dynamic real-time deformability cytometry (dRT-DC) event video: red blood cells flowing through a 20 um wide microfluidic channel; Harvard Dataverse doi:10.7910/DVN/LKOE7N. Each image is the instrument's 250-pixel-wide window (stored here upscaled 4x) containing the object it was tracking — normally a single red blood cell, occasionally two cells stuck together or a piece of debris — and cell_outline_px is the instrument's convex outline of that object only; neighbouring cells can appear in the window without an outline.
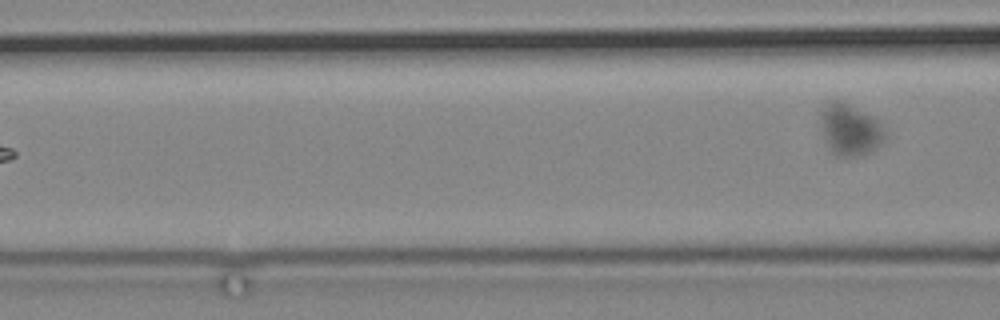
{"species": "common noctule bat (a hibernating species)", "species_latin": "Nyctalus noctula", "temperature_condition": "cold", "stored_images_in_passage": 4, "camera_frame_rate_fps": 3000, "um_per_image_px": 0.085, "animal": {"sex": "male", "body_mass_g": 19.2, "forearm_length_mm": 51.8}, "frame": {"image": 1, "passage_image": 4, "time_ms": 4.333, "image_size_px": [1000, 320], "cell_outline_px": [[888, 136], [872, 152], [860, 156], [832, 156], [824, 140], [820, 128], [820, 112], [832, 100], [840, 100], [872, 116], [884, 128]], "centroid_in_image_um": [72.23, 11.06], "position_along_channel_um": 94.4, "area_um2": 19.65}}